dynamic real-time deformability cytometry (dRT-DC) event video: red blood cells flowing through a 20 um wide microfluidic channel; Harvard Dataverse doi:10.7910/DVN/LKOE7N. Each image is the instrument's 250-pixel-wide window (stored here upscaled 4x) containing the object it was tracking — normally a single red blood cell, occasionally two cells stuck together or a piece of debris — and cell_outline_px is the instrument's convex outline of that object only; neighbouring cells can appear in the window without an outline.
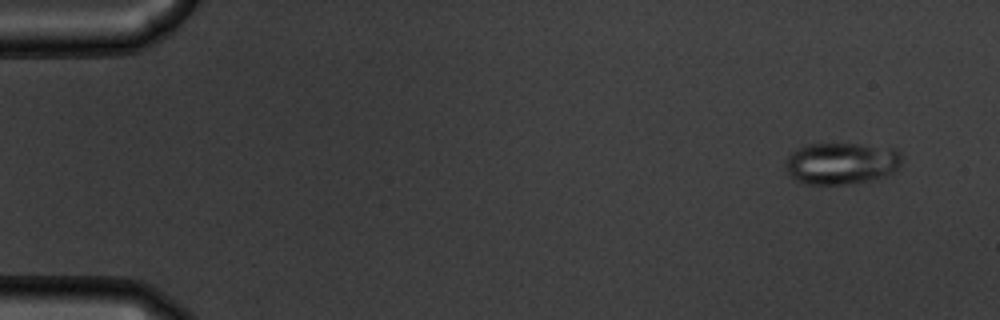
{"species": "common noctule bat (a hibernating species)", "species_latin": "Nyctalus noctula", "temperature_condition": "warm", "stored_images_in_passage": 55, "camera_frame_rate_fps": 3000, "um_per_image_px": 0.085, "animal": {"sex": "male", "body_mass_g": 19.5, "forearm_length_mm": 54.6}, "frame": {"image": 1, "passage_image": 4, "time_ms": 1.0, "image_size_px": [1000, 320], "cell_outline_px": [[900, 164], [896, 172], [872, 180], [848, 184], [800, 184], [788, 176], [784, 164], [784, 160], [796, 148], [804, 144], [856, 144], [896, 148], [900, 152]], "centroid_in_image_um": [71.46, 13.89], "position_along_channel_um": 13.5, "area_um2": 28.84}}
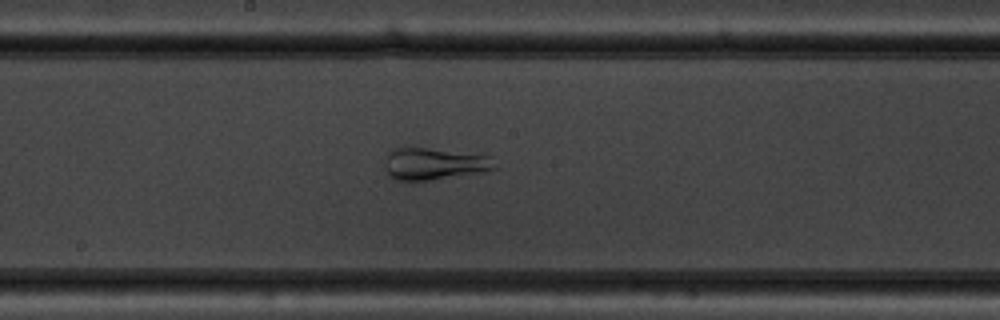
{"frame": {"image": 2, "passage_image": 30, "time_ms": 9.667, "image_size_px": [1000, 320], "cell_outline_px": [[496, 168], [488, 172], [412, 184], [396, 180], [388, 176], [384, 168], [384, 164], [388, 152], [392, 148], [428, 148], [488, 156]], "centroid_in_image_um": [36.82, 14.0], "position_along_channel_um": 211.4, "area_um2": 21.21}}
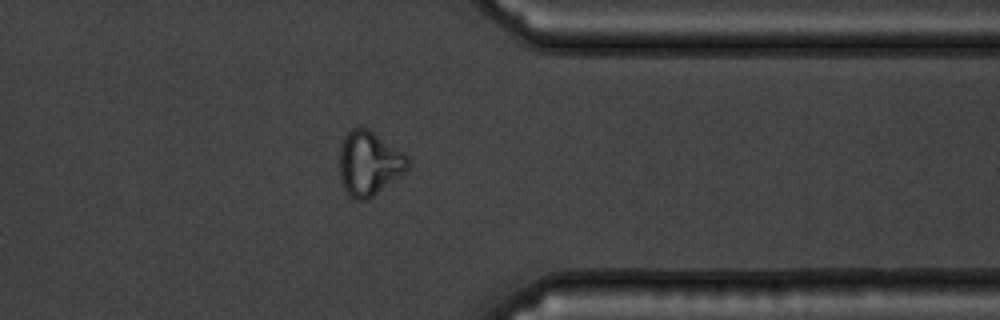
{"frame": {"image": 3, "passage_image": 44, "time_ms": 14.333, "image_size_px": [1000, 320], "cell_outline_px": [[412, 164], [408, 172], [368, 200], [356, 200], [348, 196], [340, 180], [340, 148], [344, 136], [352, 128], [368, 128], [408, 156]], "centroid_in_image_um": [31.41, 13.92], "position_along_channel_um": 380.0, "area_um2": 26.07}}